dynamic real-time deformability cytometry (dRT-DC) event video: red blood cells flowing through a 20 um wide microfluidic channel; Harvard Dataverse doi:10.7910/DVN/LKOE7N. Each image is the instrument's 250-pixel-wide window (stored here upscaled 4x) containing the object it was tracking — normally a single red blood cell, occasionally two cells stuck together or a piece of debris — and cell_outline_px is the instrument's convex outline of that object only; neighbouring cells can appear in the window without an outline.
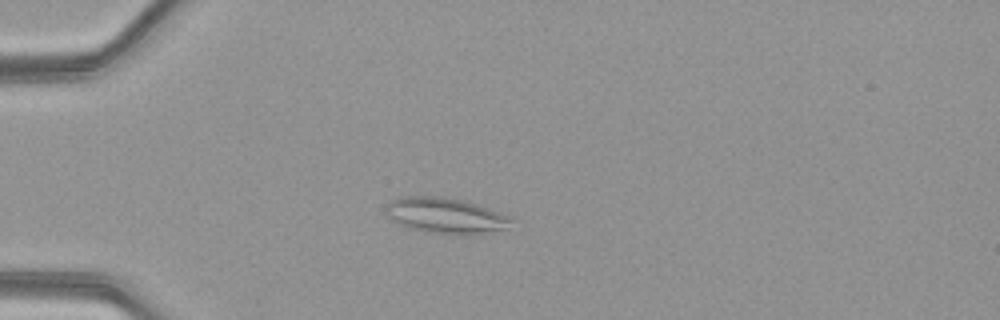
{"species": "common noctule bat (a hibernating species)", "species_latin": "Nyctalus noctula", "temperature_condition": "warm", "stored_images_in_passage": 51, "camera_frame_rate_fps": 3000, "um_per_image_px": 0.085, "animal": {"sex": "female", "body_mass_g": 21.9}, "frame": {"image": 1, "passage_image": 15, "time_ms": 4.667, "image_size_px": [1000, 320], "cell_outline_px": [[516, 220], [504, 228], [464, 236], [428, 232], [408, 228], [392, 220], [388, 216], [384, 208], [392, 200], [400, 196], [440, 196], [464, 200], [476, 204], [508, 216]], "centroid_in_image_um": [37.83, 18.32], "position_along_channel_um": 47.2, "area_um2": 26.01}}
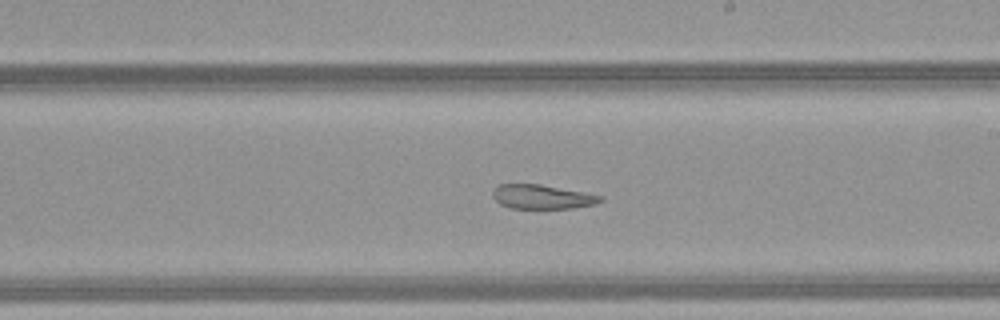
{"frame": {"image": 2, "passage_image": 31, "time_ms": 10.0, "image_size_px": [1000, 320], "cell_outline_px": [[604, 200], [596, 204], [572, 208], [512, 208], [500, 204], [492, 196], [492, 192], [500, 184], [540, 184], [584, 192], [604, 196]], "centroid_in_image_um": [46.12, 16.73], "position_along_channel_um": 242.9, "area_um2": 15.14}}
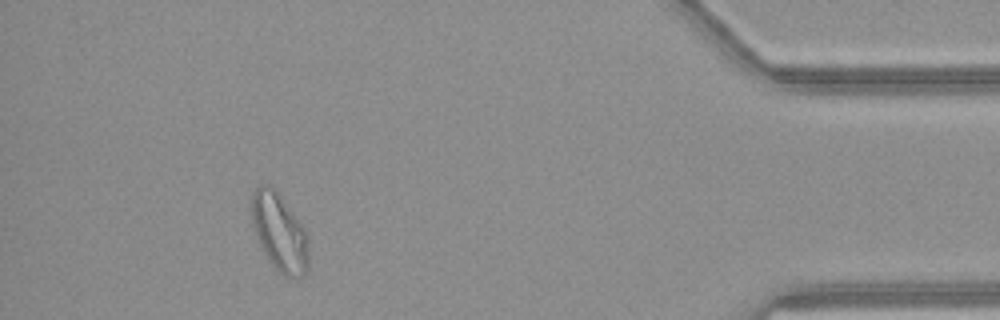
{"frame": {"image": 3, "passage_image": 47, "time_ms": 15.333, "image_size_px": [1000, 320], "cell_outline_px": [[308, 268], [300, 276], [284, 276], [272, 264], [264, 252], [260, 244], [252, 224], [248, 208], [252, 192], [260, 184], [268, 184], [280, 196], [304, 228], [308, 240]], "centroid_in_image_um": [23.7, 19.7], "position_along_channel_um": 411.5, "area_um2": 25.61}, "authors_computed_cell_mechanics": {"area_um2": 23.7558, "velocity_mm_per_s": 4.1547, "shape_relaxation_time_tau1_ms": null, "shape_relaxation_time_tau2_ms": 2.8615, "deformation_change_tau1": null, "deformation_change_tau2": 0.1011}}